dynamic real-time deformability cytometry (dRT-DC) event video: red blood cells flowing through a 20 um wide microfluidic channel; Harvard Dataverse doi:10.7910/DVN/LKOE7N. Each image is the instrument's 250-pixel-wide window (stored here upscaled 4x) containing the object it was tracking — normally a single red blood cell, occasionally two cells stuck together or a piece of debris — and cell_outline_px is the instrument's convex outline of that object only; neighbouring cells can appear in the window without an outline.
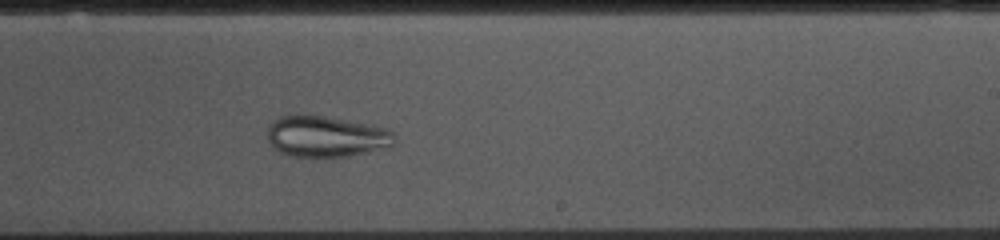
{"species": "common noctule bat (a hibernating species)", "species_latin": "Nyctalus noctula", "temperature_condition": "cold", "stored_images_in_passage": 53, "camera_frame_rate_fps": 3000, "um_per_image_px": 0.085, "animal": {"sex": "female", "body_mass_g": 10.0, "forearm_length_mm": 53.1}, "frame": {"image": 1, "passage_image": 31, "time_ms": 10.0, "image_size_px": [1000, 240], "cell_outline_px": [[396, 136], [392, 144], [388, 148], [348, 156], [292, 156], [280, 152], [268, 140], [268, 124], [272, 120], [280, 116], [324, 116], [388, 128]], "centroid_in_image_um": [27.74, 11.6], "position_along_channel_um": 261.3, "area_um2": 30.06}}
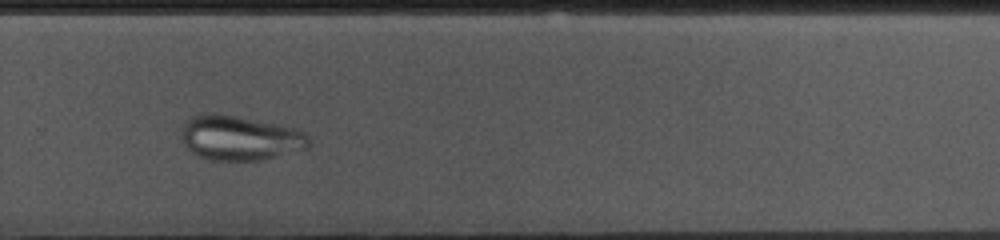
{"frame": {"image": 2, "passage_image": 35, "time_ms": 11.333, "image_size_px": [1000, 240], "cell_outline_px": [[308, 148], [260, 160], [212, 160], [200, 156], [192, 152], [184, 144], [180, 136], [180, 128], [184, 120], [192, 116], [204, 112], [212, 112], [236, 116], [300, 128], [308, 136]], "centroid_in_image_um": [20.34, 11.69], "position_along_channel_um": 309.5, "area_um2": 33.52}}
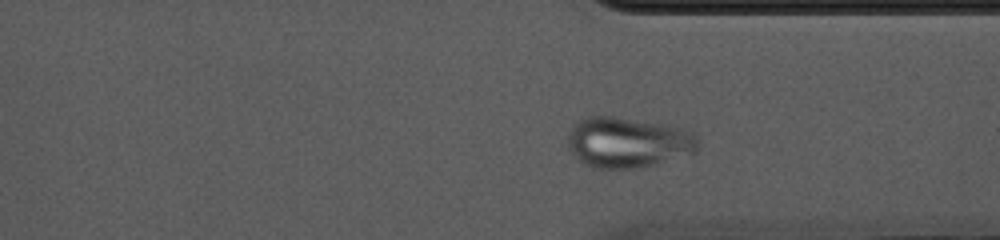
{"frame": {"image": 3, "passage_image": 39, "time_ms": 12.667, "image_size_px": [1000, 240], "cell_outline_px": [[696, 152], [640, 168], [596, 168], [576, 160], [568, 148], [568, 132], [580, 120], [588, 116], [612, 116], [660, 124], [680, 128], [692, 132], [696, 136]], "centroid_in_image_um": [53.31, 12.11], "position_along_channel_um": 358.1, "area_um2": 37.92}}